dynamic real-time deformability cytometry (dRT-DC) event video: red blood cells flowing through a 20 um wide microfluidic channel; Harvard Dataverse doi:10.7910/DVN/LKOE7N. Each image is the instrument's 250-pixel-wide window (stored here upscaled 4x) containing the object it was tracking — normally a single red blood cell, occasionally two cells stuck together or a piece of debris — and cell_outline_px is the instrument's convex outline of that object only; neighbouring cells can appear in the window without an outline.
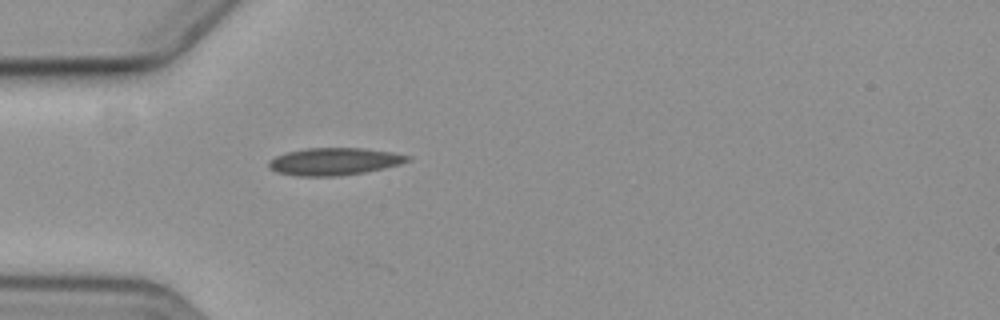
{"species": "common noctule bat (a hibernating species)", "species_latin": "Nyctalus noctula", "temperature_condition": "cold", "stored_images_in_passage": 5, "camera_frame_rate_fps": 3000, "um_per_image_px": 0.085, "animal": {"sex": "female", "body_mass_g": 19.3, "forearm_length_mm": 54.1}, "frame": {"image": 1, "passage_image": 5, "time_ms": 6.0, "image_size_px": [1000, 320], "cell_outline_px": [[412, 160], [400, 164], [384, 168], [364, 172], [340, 176], [296, 176], [276, 172], [268, 168], [268, 160], [276, 156], [288, 152], [304, 148], [364, 148], [392, 152], [412, 156]], "centroid_in_image_um": [28.41, 13.73], "position_along_channel_um": 56.6, "area_um2": 22.31}}